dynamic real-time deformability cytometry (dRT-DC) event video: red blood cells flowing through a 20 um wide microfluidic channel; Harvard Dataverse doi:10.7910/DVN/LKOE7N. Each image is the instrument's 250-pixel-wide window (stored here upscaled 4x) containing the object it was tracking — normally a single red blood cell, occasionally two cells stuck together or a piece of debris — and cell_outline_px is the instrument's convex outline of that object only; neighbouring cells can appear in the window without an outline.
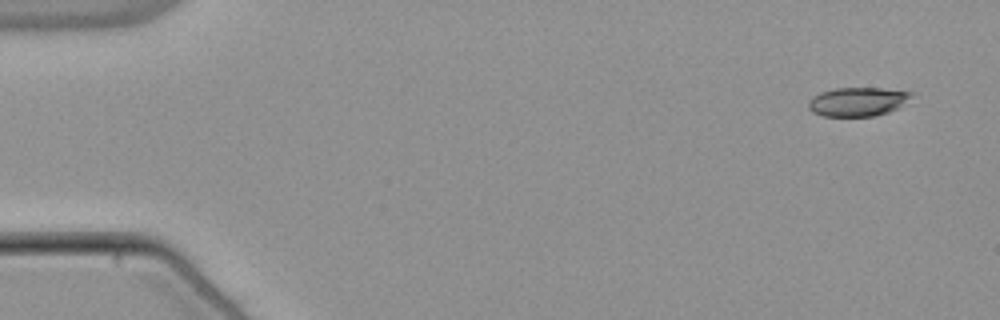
{"species": "common noctule bat (a hibernating species)", "species_latin": "Nyctalus noctula", "temperature_condition": "warm", "stored_images_in_passage": 15, "camera_frame_rate_fps": 3000, "um_per_image_px": 0.085, "animal": {"sex": "male", "body_mass_g": 21.5, "forearm_length_mm": 52.0}, "frame": {"image": 1, "passage_image": 1, "time_ms": 0.0, "image_size_px": [1000, 320], "cell_outline_px": [[912, 96], [900, 108], [876, 116], [824, 116], [812, 112], [808, 108], [808, 100], [812, 96], [820, 92], [836, 88], [880, 88], [912, 92]], "centroid_in_image_um": [72.89, 8.65], "position_along_channel_um": 12.1, "area_um2": 17.46}}
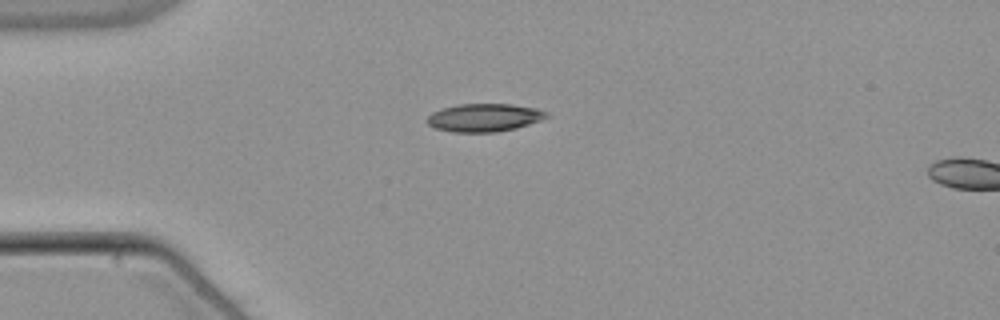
{"frame": {"image": 2, "passage_image": 12, "time_ms": 3.667, "image_size_px": [1000, 320], "cell_outline_px": [[548, 116], [544, 120], [516, 128], [496, 132], [452, 132], [436, 128], [428, 124], [424, 120], [432, 112], [440, 108], [460, 104], [512, 104], [536, 108], [548, 112]], "centroid_in_image_um": [41.16, 9.99], "position_along_channel_um": 43.8, "area_um2": 19.71}}